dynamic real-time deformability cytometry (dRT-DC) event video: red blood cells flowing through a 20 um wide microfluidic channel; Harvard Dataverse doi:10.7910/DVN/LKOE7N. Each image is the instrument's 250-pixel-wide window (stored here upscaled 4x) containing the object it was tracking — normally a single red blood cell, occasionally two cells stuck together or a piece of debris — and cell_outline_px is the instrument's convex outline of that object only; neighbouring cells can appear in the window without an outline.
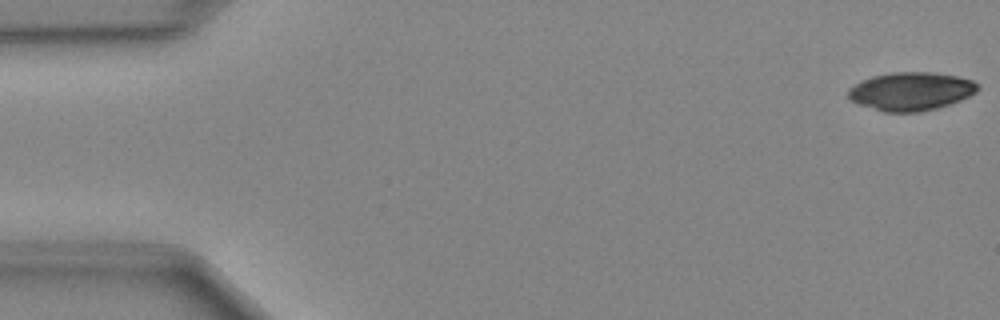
{"species": "Egyptian fruit bat (a non-hibernating species)", "species_latin": "Rousettus aegyptiacus", "temperature_condition": "cold", "stored_images_in_passage": 48, "camera_frame_rate_fps": 3000, "um_per_image_px": 0.085, "animal": {"sex": "female"}, "frame": {"image": 1, "passage_image": 1, "time_ms": 0.0, "image_size_px": [1000, 320], "cell_outline_px": [[980, 88], [976, 92], [960, 100], [936, 108], [920, 112], [884, 112], [860, 104], [852, 100], [848, 96], [848, 88], [860, 80], [872, 76], [892, 72], [932, 72], [960, 76], [972, 80], [980, 84]], "centroid_in_image_um": [77.44, 7.74], "position_along_channel_um": 7.6, "area_um2": 29.02}}
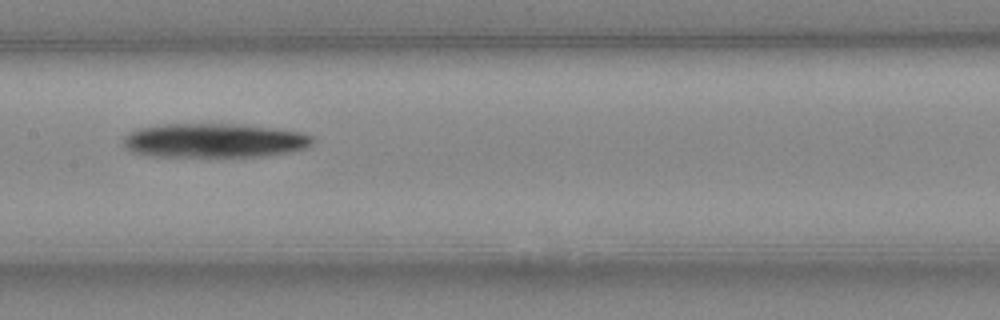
{"frame": {"image": 2, "passage_image": 24, "time_ms": 7.667, "image_size_px": [1000, 320], "cell_outline_px": [[316, 140], [312, 144], [304, 148], [292, 152], [268, 156], [152, 156], [132, 152], [124, 148], [124, 136], [128, 132], [136, 128], [160, 124], [240, 124], [276, 128], [300, 132], [312, 136]], "centroid_in_image_um": [18.21, 11.94], "position_along_channel_um": 189.2, "area_um2": 38.09}}
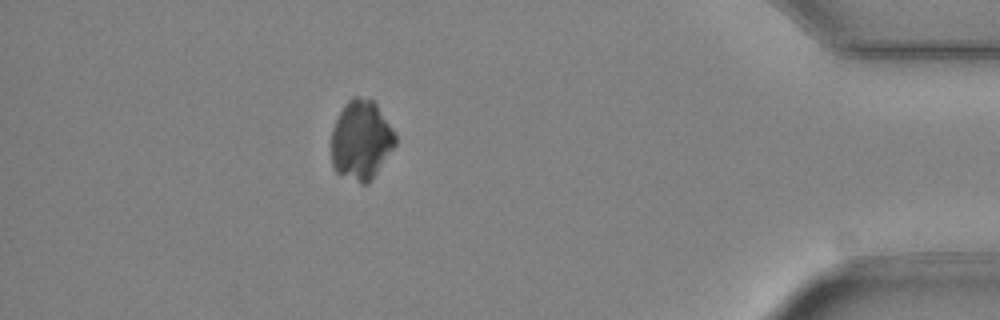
{"frame": {"image": 3, "passage_image": 43, "time_ms": 14.0, "image_size_px": [1000, 320], "cell_outline_px": [[396, 144], [368, 184], [360, 184], [336, 172], [332, 164], [332, 128], [344, 104], [352, 96], [356, 96], [372, 100], [376, 104], [396, 136]], "centroid_in_image_um": [30.67, 11.92], "position_along_channel_um": 404.5, "area_um2": 29.3}}